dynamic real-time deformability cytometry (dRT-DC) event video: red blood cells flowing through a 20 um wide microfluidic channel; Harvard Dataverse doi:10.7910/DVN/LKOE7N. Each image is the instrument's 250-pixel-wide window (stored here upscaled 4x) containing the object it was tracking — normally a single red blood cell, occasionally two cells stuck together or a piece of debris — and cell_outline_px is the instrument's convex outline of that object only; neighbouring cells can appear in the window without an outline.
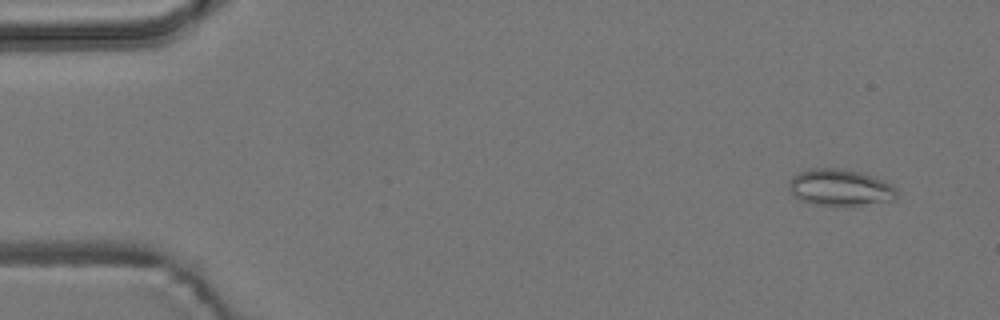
{"species": "common noctule bat (a hibernating species)", "species_latin": "Nyctalus noctula", "temperature_condition": "room temperature", "stored_images_in_passage": 8, "camera_frame_rate_fps": 3000, "um_per_image_px": 0.085, "animal": {"sex": "male", "body_mass_g": 19.2, "forearm_length_mm": 51.8}, "frame": {"image": 1, "passage_image": 1, "time_ms": 0.0, "image_size_px": [1000, 320], "cell_outline_px": [[896, 196], [892, 200], [860, 204], [812, 204], [800, 200], [792, 196], [788, 188], [788, 184], [792, 176], [800, 172], [812, 168], [840, 168], [860, 172], [884, 180], [892, 184], [896, 188]], "centroid_in_image_um": [71.35, 15.91], "position_along_channel_um": 13.6, "area_um2": 22.72}}
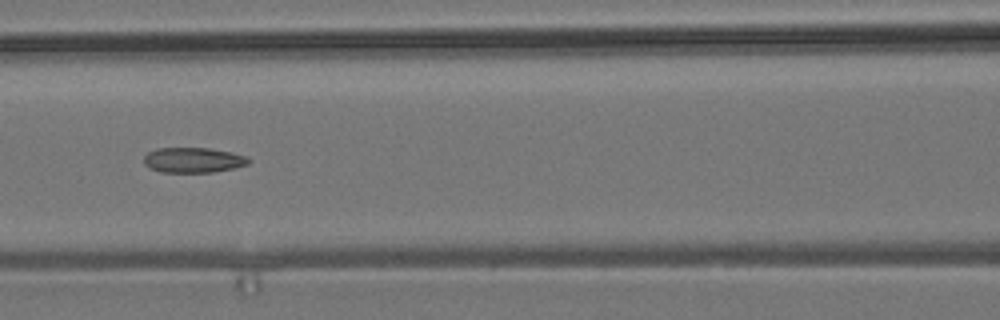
{"frame": {"image": 2, "passage_image": 6, "time_ms": 6.667, "image_size_px": [1000, 320], "cell_outline_px": [[252, 160], [248, 164], [232, 168], [212, 172], [160, 172], [148, 168], [144, 164], [144, 156], [148, 152], [156, 148], [208, 148], [232, 152], [248, 156]], "centroid_in_image_um": [16.42, 13.6], "position_along_channel_um": 150.2, "area_um2": 15.49}}
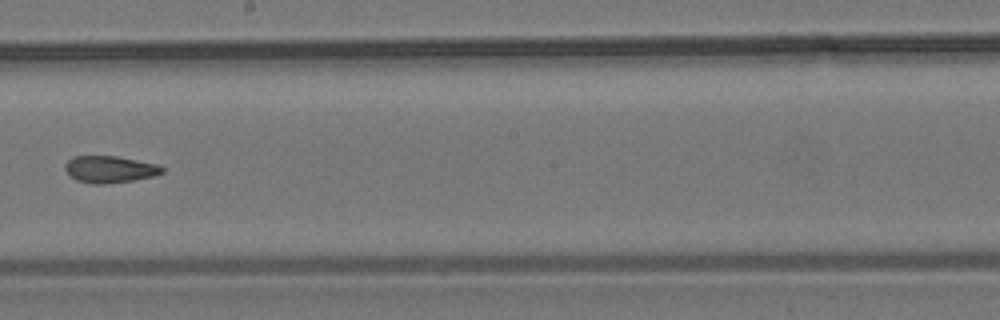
{"frame": {"image": 3, "passage_image": 8, "time_ms": 9.0, "image_size_px": [1000, 320], "cell_outline_px": [[164, 172], [156, 176], [132, 180], [104, 184], [92, 184], [76, 180], [64, 168], [64, 164], [72, 156], [116, 156], [160, 164], [164, 168]], "centroid_in_image_um": [9.36, 14.38], "position_along_channel_um": 238.8, "area_um2": 15.32}}